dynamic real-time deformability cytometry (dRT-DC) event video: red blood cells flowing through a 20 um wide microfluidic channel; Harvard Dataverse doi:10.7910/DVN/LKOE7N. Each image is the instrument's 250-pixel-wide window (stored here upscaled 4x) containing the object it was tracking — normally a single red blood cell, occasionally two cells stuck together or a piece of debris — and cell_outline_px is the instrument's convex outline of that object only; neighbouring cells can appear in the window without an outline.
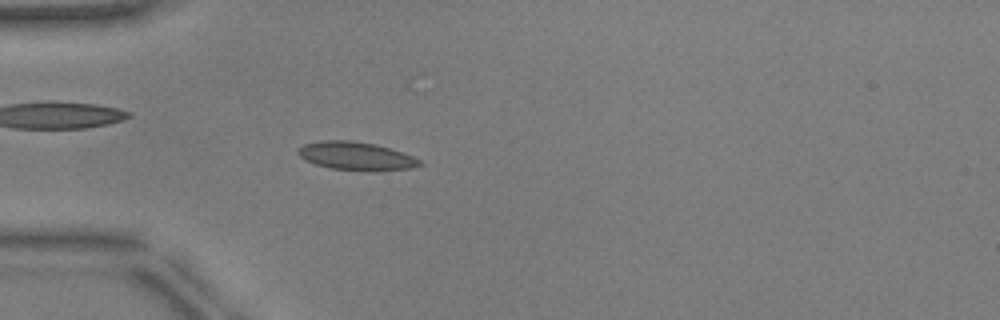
{"species": "common noctule bat (a hibernating species)", "species_latin": "Nyctalus noctula", "temperature_condition": "warm", "stored_images_in_passage": 51, "camera_frame_rate_fps": 3000, "um_per_image_px": 0.085, "animal": {"sex": "male", "body_mass_g": 17.9, "forearm_length_mm": 54.2}, "frame": {"image": 1, "passage_image": 15, "time_ms": 4.667, "image_size_px": [1000, 320], "cell_outline_px": [[424, 164], [412, 168], [376, 172], [372, 172], [332, 168], [316, 164], [304, 160], [296, 152], [296, 148], [304, 144], [320, 140], [352, 140], [376, 144], [412, 156], [420, 160]], "centroid_in_image_um": [30.25, 13.27], "position_along_channel_um": 54.8, "area_um2": 20.29}, "authors_computed_cell_mechanics": {"area_um2": 18.5538, "velocity_mm_per_s": 3.9471, "shape_relaxation_time_tau1_ms": 11.0871, "shape_relaxation_time_tau2_ms": 0.7236, "deformation_change_tau1": 0.2111, "deformation_change_tau2": 0.0428}}